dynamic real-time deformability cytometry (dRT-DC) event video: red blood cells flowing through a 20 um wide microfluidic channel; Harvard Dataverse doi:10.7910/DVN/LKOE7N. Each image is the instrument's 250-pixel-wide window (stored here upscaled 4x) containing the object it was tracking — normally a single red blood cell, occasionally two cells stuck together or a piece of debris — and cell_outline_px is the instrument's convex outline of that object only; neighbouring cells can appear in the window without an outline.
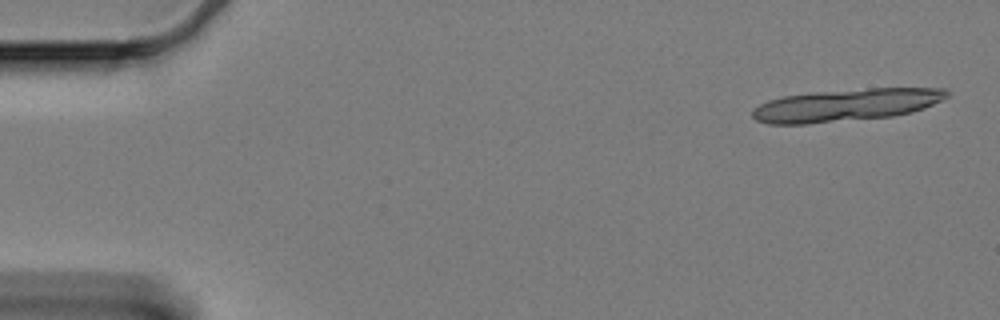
{"species": "Egyptian fruit bat (a non-hibernating species)", "species_latin": "Rousettus aegyptiacus", "temperature_condition": "cold", "stored_images_in_passage": 12, "camera_frame_rate_fps": 3000, "um_per_image_px": 0.085, "animal": {"sex": "female"}, "frame": {"image": 1, "passage_image": 1, "time_ms": 0.0, "image_size_px": [1000, 320], "cell_outline_px": [[952, 92], [948, 96], [924, 108], [912, 112], [892, 116], [808, 124], [768, 124], [756, 120], [752, 116], [752, 108], [768, 100], [784, 96], [812, 92], [868, 88], [948, 88]], "centroid_in_image_um": [71.91, 8.92], "position_along_channel_um": 13.1, "area_um2": 36.82}}